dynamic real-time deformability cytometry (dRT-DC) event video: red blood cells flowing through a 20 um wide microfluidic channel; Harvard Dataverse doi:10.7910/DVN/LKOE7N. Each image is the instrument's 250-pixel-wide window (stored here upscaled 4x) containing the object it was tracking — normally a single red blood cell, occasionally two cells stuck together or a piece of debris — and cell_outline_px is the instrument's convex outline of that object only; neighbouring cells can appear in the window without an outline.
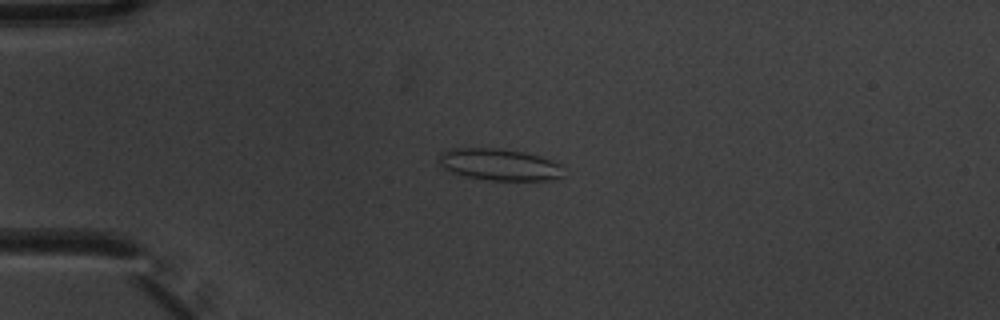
{"species": "common noctule bat (a hibernating species)", "species_latin": "Nyctalus noctula", "temperature_condition": "warm", "stored_images_in_passage": 4, "camera_frame_rate_fps": 3000, "um_per_image_px": 0.085, "animal": {"sex": "male", "body_mass_g": 20.1, "forearm_length_mm": 53.5}, "frame": {"image": 1, "passage_image": 3, "time_ms": 0.667, "image_size_px": [1000, 320], "cell_outline_px": [[560, 176], [552, 180], [488, 180], [448, 172], [440, 164], [440, 152], [452, 148], [496, 148], [524, 152], [560, 164]], "centroid_in_image_um": [42.36, 13.98], "position_along_channel_um": 42.6, "area_um2": 22.6}}